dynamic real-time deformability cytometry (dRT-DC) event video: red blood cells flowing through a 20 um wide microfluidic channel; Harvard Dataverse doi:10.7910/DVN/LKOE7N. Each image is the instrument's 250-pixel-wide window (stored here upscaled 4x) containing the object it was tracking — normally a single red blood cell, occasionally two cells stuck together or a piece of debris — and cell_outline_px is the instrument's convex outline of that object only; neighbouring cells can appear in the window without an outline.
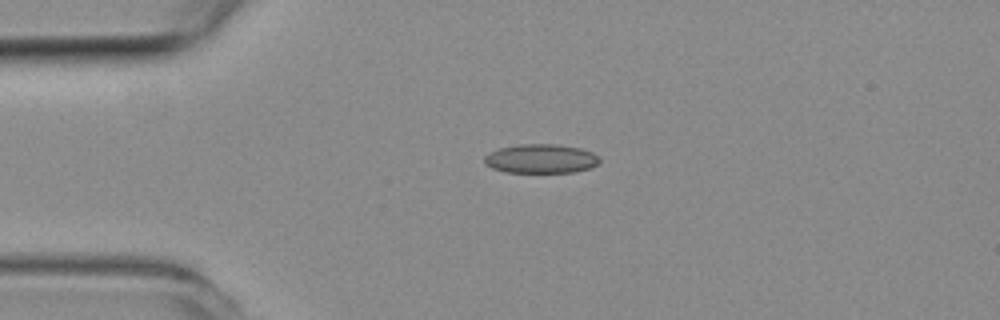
{"species": "common noctule bat (a hibernating species)", "species_latin": "Nyctalus noctula", "temperature_condition": "room temperature", "stored_images_in_passage": 32, "camera_frame_rate_fps": 3000, "um_per_image_px": 0.085, "animal": {"sex": "female", "body_mass_g": 19.3, "forearm_length_mm": 54.1}, "frame": {"image": 1, "passage_image": 1, "time_ms": 0.0, "image_size_px": [1000, 320], "cell_outline_px": [[600, 160], [592, 168], [572, 172], [504, 172], [492, 168], [484, 164], [484, 156], [500, 148], [520, 144], [556, 144], [580, 148], [592, 152]], "centroid_in_image_um": [45.96, 13.49], "position_along_channel_um": 39.0, "area_um2": 19.42}}
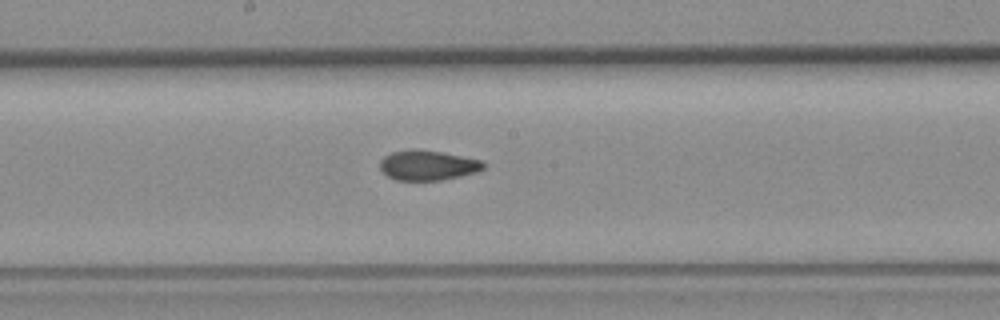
{"frame": {"image": 2, "passage_image": 16, "time_ms": 5.0, "image_size_px": [1000, 320], "cell_outline_px": [[484, 168], [476, 172], [460, 176], [440, 180], [396, 180], [388, 176], [380, 168], [380, 160], [384, 156], [392, 152], [412, 148], [416, 148], [440, 152], [484, 160]], "centroid_in_image_um": [36.35, 14.03], "position_along_channel_um": 211.8, "area_um2": 18.09}}
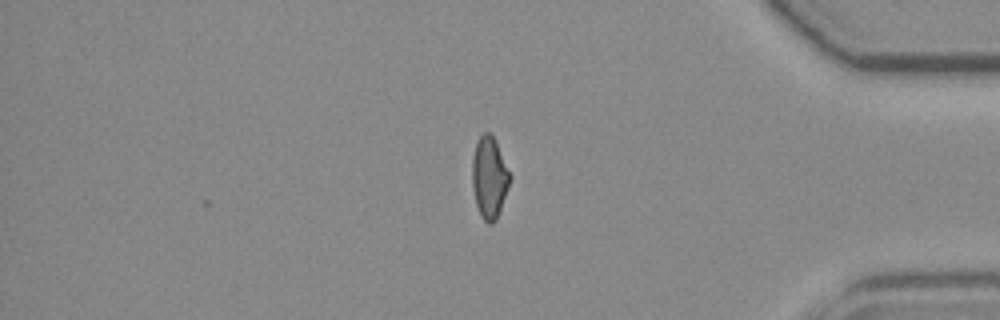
{"frame": {"image": 3, "passage_image": 32, "time_ms": 10.333, "image_size_px": [1000, 320], "cell_outline_px": [[512, 176], [496, 220], [492, 224], [488, 224], [484, 220], [476, 204], [472, 188], [472, 156], [476, 144], [480, 136], [484, 132], [488, 132], [492, 136]], "centroid_in_image_um": [41.58, 15.1], "position_along_channel_um": 393.6, "area_um2": 17.63}, "authors_computed_cell_mechanics": {"area_um2": 18.3226, "velocity_mm_per_s": 3.9879, "shape_relaxation_time_tau1_ms": null, "shape_relaxation_time_tau2_ms": 2.0471, "deformation_change_tau1": null, "deformation_change_tau2": 0.0779}}